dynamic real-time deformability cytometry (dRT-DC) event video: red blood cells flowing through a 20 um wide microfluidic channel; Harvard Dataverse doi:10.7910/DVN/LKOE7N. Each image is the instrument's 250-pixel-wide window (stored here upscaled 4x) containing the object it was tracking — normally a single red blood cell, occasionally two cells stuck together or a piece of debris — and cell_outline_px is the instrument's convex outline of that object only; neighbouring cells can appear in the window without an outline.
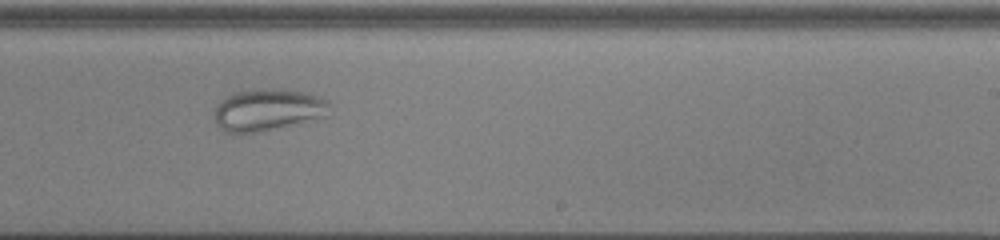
{"species": "common noctule bat (a hibernating species)", "species_latin": "Nyctalus noctula", "temperature_condition": "cold", "stored_images_in_passage": 47, "camera_frame_rate_fps": 3000, "um_per_image_px": 0.085, "animal": {"sex": "male", "body_mass_g": 13.0, "forearm_length_mm": 53.1}, "frame": {"image": 1, "passage_image": 28, "time_ms": 9.0, "image_size_px": [1000, 240], "cell_outline_px": [[328, 116], [264, 132], [224, 132], [216, 124], [212, 112], [216, 104], [224, 96], [236, 92], [260, 88], [280, 88], [308, 92], [320, 96], [328, 100]], "centroid_in_image_um": [22.75, 9.32], "position_along_channel_um": 266.3, "area_um2": 28.9}}
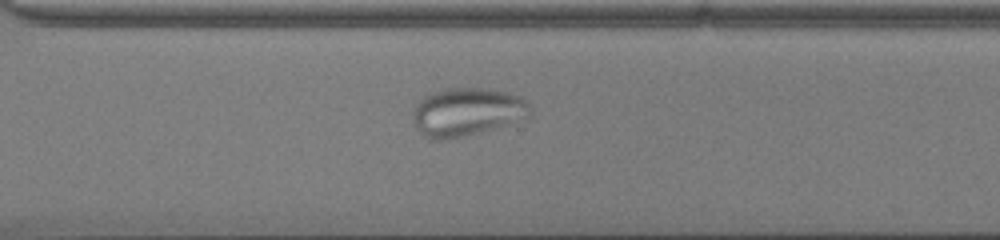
{"frame": {"image": 2, "passage_image": 33, "time_ms": 10.667, "image_size_px": [1000, 240], "cell_outline_px": [[532, 108], [528, 116], [464, 136], [444, 140], [428, 140], [420, 132], [412, 120], [412, 112], [416, 104], [424, 96], [448, 88], [484, 88], [508, 92], [520, 96]], "centroid_in_image_um": [39.62, 9.51], "position_along_channel_um": 331.0, "area_um2": 32.43}}
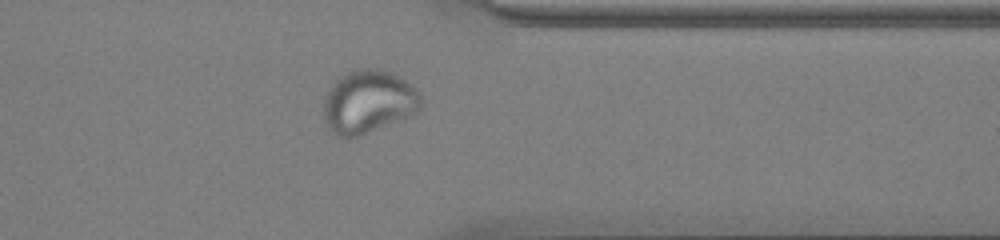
{"frame": {"image": 3, "passage_image": 37, "time_ms": 12.0, "image_size_px": [1000, 240], "cell_outline_px": [[420, 108], [404, 116], [360, 136], [348, 140], [340, 136], [324, 120], [324, 100], [328, 92], [336, 80], [348, 72], [360, 68], [376, 68], [388, 72], [404, 80], [420, 96]], "centroid_in_image_um": [31.25, 8.65], "position_along_channel_um": 380.2, "area_um2": 34.45}}